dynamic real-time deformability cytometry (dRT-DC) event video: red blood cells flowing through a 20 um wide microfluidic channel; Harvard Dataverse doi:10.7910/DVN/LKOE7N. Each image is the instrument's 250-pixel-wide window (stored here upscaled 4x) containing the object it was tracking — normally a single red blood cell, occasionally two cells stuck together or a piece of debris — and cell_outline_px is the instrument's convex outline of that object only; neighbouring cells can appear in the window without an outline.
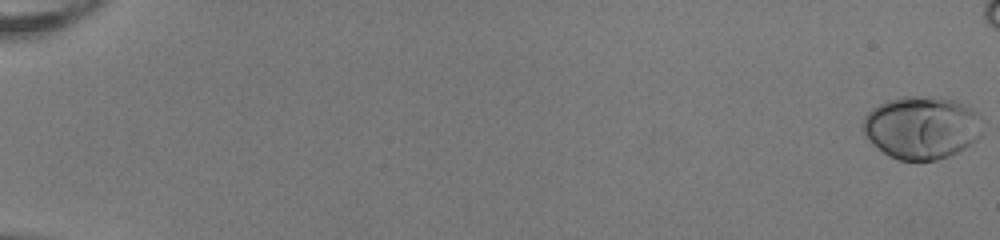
{"species": "human", "species_latin": "Homo sapiens", "temperature_condition": "room temperature", "stored_images_in_passage": 50, "camera_frame_rate_fps": 3000, "um_per_image_px": 0.085, "donor": {"sex": "female"}, "frame": {"image": 1, "passage_image": 1, "time_ms": 0.0, "image_size_px": [1000, 240], "cell_outline_px": [[980, 136], [972, 144], [948, 156], [936, 160], [900, 160], [884, 152], [872, 144], [864, 136], [860, 128], [864, 116], [872, 108], [888, 100], [904, 96], [920, 96], [952, 100], [964, 104], [980, 112]], "centroid_in_image_um": [78.31, 10.84], "position_along_channel_um": 6.7, "area_um2": 43.75}}
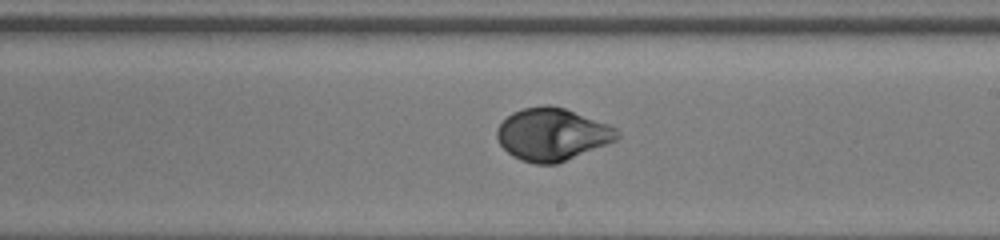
{"frame": {"image": 2, "passage_image": 34, "time_ms": 11.0, "image_size_px": [1000, 240], "cell_outline_px": [[620, 136], [616, 140], [556, 164], [536, 164], [520, 160], [512, 156], [500, 144], [496, 136], [496, 128], [512, 112], [524, 108], [544, 104], [548, 104], [564, 108], [608, 124], [616, 128], [620, 132]], "centroid_in_image_um": [46.91, 11.41], "position_along_channel_um": 242.1, "area_um2": 36.59}}
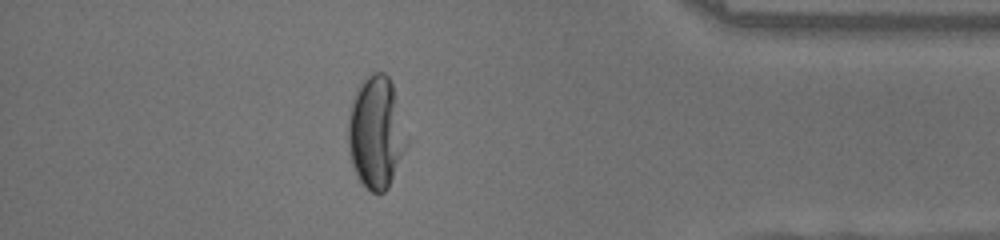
{"frame": {"image": 3, "passage_image": 48, "time_ms": 15.667, "image_size_px": [1000, 240], "cell_outline_px": [[412, 140], [388, 188], [384, 192], [372, 192], [360, 180], [352, 164], [348, 148], [348, 116], [356, 88], [368, 76], [376, 72], [384, 72], [388, 76], [392, 84]], "centroid_in_image_um": [32.03, 11.26], "position_along_channel_um": 403.2, "area_um2": 39.07}}